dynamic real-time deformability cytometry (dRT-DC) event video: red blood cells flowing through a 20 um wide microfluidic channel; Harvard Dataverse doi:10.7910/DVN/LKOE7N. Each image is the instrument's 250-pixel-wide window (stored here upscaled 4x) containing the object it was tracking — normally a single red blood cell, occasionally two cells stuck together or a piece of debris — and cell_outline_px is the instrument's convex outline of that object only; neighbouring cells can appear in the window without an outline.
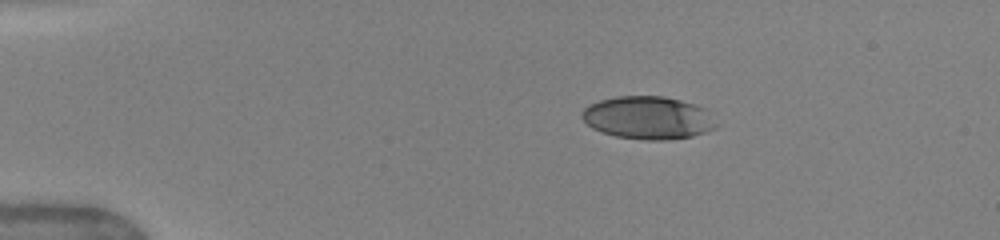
{"species": "human", "species_latin": "Homo sapiens", "temperature_condition": "warm", "stored_images_in_passage": 3, "camera_frame_rate_fps": 3000, "um_per_image_px": 0.085, "donor": {"sex": "female"}, "frame": {"image": 1, "passage_image": 1, "time_ms": 0.0, "image_size_px": [1000, 240], "cell_outline_px": [[720, 124], [716, 128], [692, 136], [668, 140], [644, 140], [616, 136], [592, 128], [580, 116], [584, 108], [588, 104], [600, 100], [616, 96], [664, 96], [696, 104], [708, 108]], "centroid_in_image_um": [55.15, 10.0], "position_along_channel_um": 29.9, "area_um2": 33.99}}